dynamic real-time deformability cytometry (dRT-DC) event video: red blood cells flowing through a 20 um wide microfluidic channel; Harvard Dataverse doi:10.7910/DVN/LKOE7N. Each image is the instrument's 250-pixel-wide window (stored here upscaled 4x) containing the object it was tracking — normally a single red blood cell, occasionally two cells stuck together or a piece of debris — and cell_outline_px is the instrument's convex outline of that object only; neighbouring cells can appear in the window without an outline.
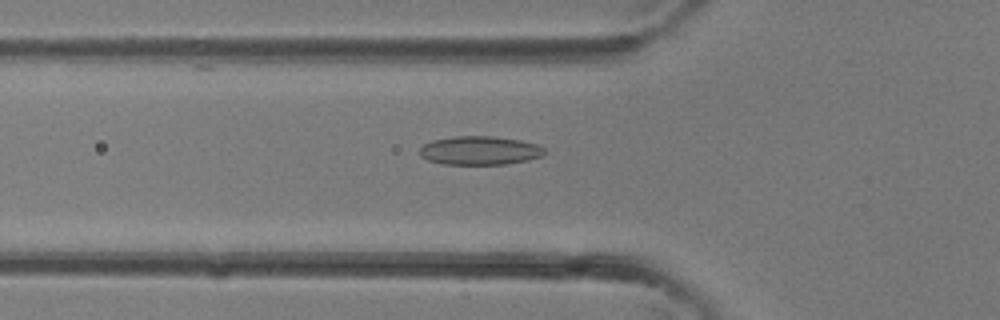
{"species": "common noctule bat (a hibernating species)", "species_latin": "Nyctalus noctula", "temperature_condition": "room temperature", "stored_images_in_passage": 28, "camera_frame_rate_fps": 3000, "um_per_image_px": 0.085, "animal": {"sex": "female"}, "frame": {"image": 1, "passage_image": 5, "time_ms": 1.333, "image_size_px": [1000, 320], "cell_outline_px": [[548, 152], [540, 156], [528, 160], [504, 164], [440, 164], [428, 160], [420, 156], [420, 148], [424, 144], [432, 140], [452, 136], [492, 136], [520, 140], [536, 144], [544, 148]], "centroid_in_image_um": [40.76, 12.79], "position_along_channel_um": 85.0, "area_um2": 20.92}}
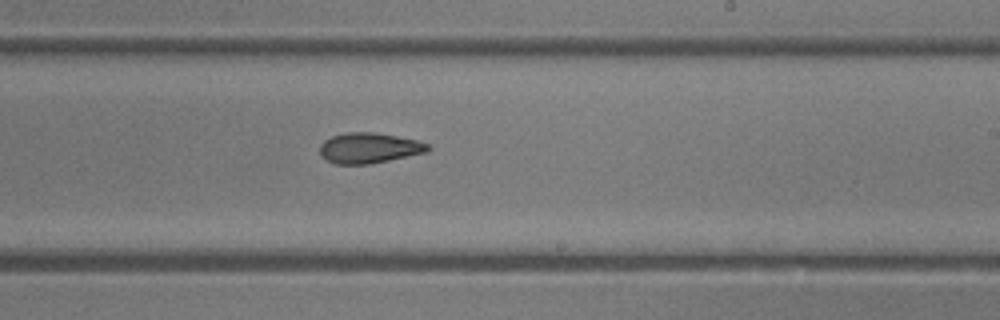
{"frame": {"image": 2, "passage_image": 14, "time_ms": 4.333, "image_size_px": [1000, 320], "cell_outline_px": [[432, 148], [428, 152], [368, 164], [336, 164], [328, 160], [320, 152], [320, 144], [324, 140], [332, 136], [344, 132], [376, 132], [416, 140], [428, 144]], "centroid_in_image_um": [31.38, 12.57], "position_along_channel_um": 257.6, "area_um2": 19.07}}
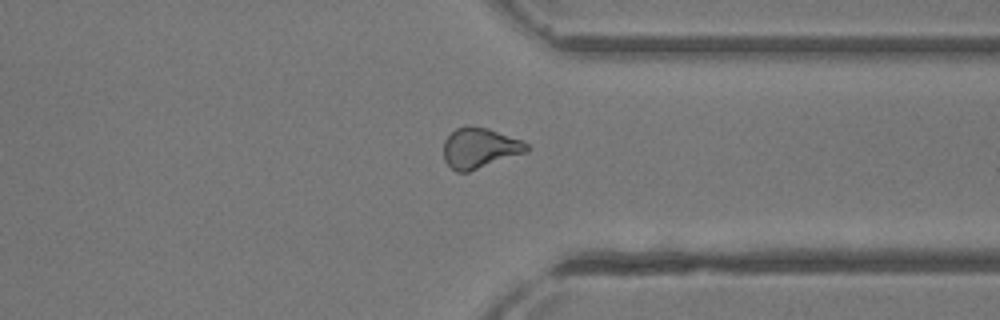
{"frame": {"image": 3, "passage_image": 20, "time_ms": 6.333, "image_size_px": [1000, 320], "cell_outline_px": [[528, 152], [468, 172], [456, 172], [444, 160], [444, 140], [456, 128], [468, 124], [488, 128], [520, 140], [528, 144]], "centroid_in_image_um": [40.76, 12.58], "position_along_channel_um": 370.6, "area_um2": 19.59}}